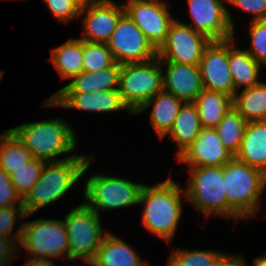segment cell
<instances>
[{"mask_svg": "<svg viewBox=\"0 0 266 266\" xmlns=\"http://www.w3.org/2000/svg\"><path fill=\"white\" fill-rule=\"evenodd\" d=\"M58 106L91 113H110L126 109L129 115H133L124 105L118 89L93 93H54L43 102V107Z\"/></svg>", "mask_w": 266, "mask_h": 266, "instance_id": "16", "label": "cell"}, {"mask_svg": "<svg viewBox=\"0 0 266 266\" xmlns=\"http://www.w3.org/2000/svg\"><path fill=\"white\" fill-rule=\"evenodd\" d=\"M184 191L186 202L192 204L205 218L211 215L227 219L226 186L222 167H190Z\"/></svg>", "mask_w": 266, "mask_h": 266, "instance_id": "7", "label": "cell"}, {"mask_svg": "<svg viewBox=\"0 0 266 266\" xmlns=\"http://www.w3.org/2000/svg\"><path fill=\"white\" fill-rule=\"evenodd\" d=\"M28 216L30 215L26 214L23 205L0 208V236L13 238L19 244L23 223L19 225L15 233L14 227L18 221L21 222Z\"/></svg>", "mask_w": 266, "mask_h": 266, "instance_id": "33", "label": "cell"}, {"mask_svg": "<svg viewBox=\"0 0 266 266\" xmlns=\"http://www.w3.org/2000/svg\"><path fill=\"white\" fill-rule=\"evenodd\" d=\"M13 261L9 256L0 255V266H11Z\"/></svg>", "mask_w": 266, "mask_h": 266, "instance_id": "42", "label": "cell"}, {"mask_svg": "<svg viewBox=\"0 0 266 266\" xmlns=\"http://www.w3.org/2000/svg\"><path fill=\"white\" fill-rule=\"evenodd\" d=\"M32 257L68 261V237L63 220L41 218L23 223L20 243Z\"/></svg>", "mask_w": 266, "mask_h": 266, "instance_id": "9", "label": "cell"}, {"mask_svg": "<svg viewBox=\"0 0 266 266\" xmlns=\"http://www.w3.org/2000/svg\"><path fill=\"white\" fill-rule=\"evenodd\" d=\"M106 43L83 41V71L97 72L114 63Z\"/></svg>", "mask_w": 266, "mask_h": 266, "instance_id": "31", "label": "cell"}, {"mask_svg": "<svg viewBox=\"0 0 266 266\" xmlns=\"http://www.w3.org/2000/svg\"><path fill=\"white\" fill-rule=\"evenodd\" d=\"M163 90L186 102H195L203 90L198 65H185L172 61H161Z\"/></svg>", "mask_w": 266, "mask_h": 266, "instance_id": "18", "label": "cell"}, {"mask_svg": "<svg viewBox=\"0 0 266 266\" xmlns=\"http://www.w3.org/2000/svg\"><path fill=\"white\" fill-rule=\"evenodd\" d=\"M250 49H245L259 64L266 66V20L251 21Z\"/></svg>", "mask_w": 266, "mask_h": 266, "instance_id": "34", "label": "cell"}, {"mask_svg": "<svg viewBox=\"0 0 266 266\" xmlns=\"http://www.w3.org/2000/svg\"><path fill=\"white\" fill-rule=\"evenodd\" d=\"M144 183L127 177L94 174L85 182L84 204L100 216L101 211L128 208L139 202ZM101 210V211H100Z\"/></svg>", "mask_w": 266, "mask_h": 266, "instance_id": "8", "label": "cell"}, {"mask_svg": "<svg viewBox=\"0 0 266 266\" xmlns=\"http://www.w3.org/2000/svg\"><path fill=\"white\" fill-rule=\"evenodd\" d=\"M3 80V72L0 71V81Z\"/></svg>", "mask_w": 266, "mask_h": 266, "instance_id": "44", "label": "cell"}, {"mask_svg": "<svg viewBox=\"0 0 266 266\" xmlns=\"http://www.w3.org/2000/svg\"><path fill=\"white\" fill-rule=\"evenodd\" d=\"M52 62L62 80L71 79L83 71V40L69 38L51 50Z\"/></svg>", "mask_w": 266, "mask_h": 266, "instance_id": "25", "label": "cell"}, {"mask_svg": "<svg viewBox=\"0 0 266 266\" xmlns=\"http://www.w3.org/2000/svg\"><path fill=\"white\" fill-rule=\"evenodd\" d=\"M146 263L142 262L137 251L124 239L122 240L109 231L93 262L85 263V266H144Z\"/></svg>", "mask_w": 266, "mask_h": 266, "instance_id": "22", "label": "cell"}, {"mask_svg": "<svg viewBox=\"0 0 266 266\" xmlns=\"http://www.w3.org/2000/svg\"><path fill=\"white\" fill-rule=\"evenodd\" d=\"M118 64L141 63L154 59L157 50L140 28L124 13L106 43Z\"/></svg>", "mask_w": 266, "mask_h": 266, "instance_id": "10", "label": "cell"}, {"mask_svg": "<svg viewBox=\"0 0 266 266\" xmlns=\"http://www.w3.org/2000/svg\"><path fill=\"white\" fill-rule=\"evenodd\" d=\"M82 4L91 3V2H97L99 0H79Z\"/></svg>", "mask_w": 266, "mask_h": 266, "instance_id": "43", "label": "cell"}, {"mask_svg": "<svg viewBox=\"0 0 266 266\" xmlns=\"http://www.w3.org/2000/svg\"><path fill=\"white\" fill-rule=\"evenodd\" d=\"M172 177L152 186L144 184L138 204H143L142 227L167 244L173 241L183 212L186 194Z\"/></svg>", "mask_w": 266, "mask_h": 266, "instance_id": "1", "label": "cell"}, {"mask_svg": "<svg viewBox=\"0 0 266 266\" xmlns=\"http://www.w3.org/2000/svg\"><path fill=\"white\" fill-rule=\"evenodd\" d=\"M121 99L135 115L152 97L163 90V73L160 59L122 64L119 74Z\"/></svg>", "mask_w": 266, "mask_h": 266, "instance_id": "6", "label": "cell"}, {"mask_svg": "<svg viewBox=\"0 0 266 266\" xmlns=\"http://www.w3.org/2000/svg\"><path fill=\"white\" fill-rule=\"evenodd\" d=\"M125 13L124 6L113 0H99L82 4L79 18L83 17V34L80 39L88 42L107 43L118 20Z\"/></svg>", "mask_w": 266, "mask_h": 266, "instance_id": "15", "label": "cell"}, {"mask_svg": "<svg viewBox=\"0 0 266 266\" xmlns=\"http://www.w3.org/2000/svg\"><path fill=\"white\" fill-rule=\"evenodd\" d=\"M23 205V199L12 184L10 175L0 169V208Z\"/></svg>", "mask_w": 266, "mask_h": 266, "instance_id": "36", "label": "cell"}, {"mask_svg": "<svg viewBox=\"0 0 266 266\" xmlns=\"http://www.w3.org/2000/svg\"><path fill=\"white\" fill-rule=\"evenodd\" d=\"M253 264L254 266H266V252L262 256L254 258Z\"/></svg>", "mask_w": 266, "mask_h": 266, "instance_id": "41", "label": "cell"}, {"mask_svg": "<svg viewBox=\"0 0 266 266\" xmlns=\"http://www.w3.org/2000/svg\"><path fill=\"white\" fill-rule=\"evenodd\" d=\"M93 161V156L76 153V156L67 160L45 163L39 180L23 199L26 214H34L66 196L87 172Z\"/></svg>", "mask_w": 266, "mask_h": 266, "instance_id": "2", "label": "cell"}, {"mask_svg": "<svg viewBox=\"0 0 266 266\" xmlns=\"http://www.w3.org/2000/svg\"><path fill=\"white\" fill-rule=\"evenodd\" d=\"M234 156L223 146L215 128H202L195 141L176 159L190 167H222Z\"/></svg>", "mask_w": 266, "mask_h": 266, "instance_id": "17", "label": "cell"}, {"mask_svg": "<svg viewBox=\"0 0 266 266\" xmlns=\"http://www.w3.org/2000/svg\"><path fill=\"white\" fill-rule=\"evenodd\" d=\"M203 128H216L233 107V98L220 92L203 89L195 100Z\"/></svg>", "mask_w": 266, "mask_h": 266, "instance_id": "26", "label": "cell"}, {"mask_svg": "<svg viewBox=\"0 0 266 266\" xmlns=\"http://www.w3.org/2000/svg\"><path fill=\"white\" fill-rule=\"evenodd\" d=\"M167 3L163 0H126L125 13L140 28L147 40L158 50L166 41L172 17Z\"/></svg>", "mask_w": 266, "mask_h": 266, "instance_id": "13", "label": "cell"}, {"mask_svg": "<svg viewBox=\"0 0 266 266\" xmlns=\"http://www.w3.org/2000/svg\"><path fill=\"white\" fill-rule=\"evenodd\" d=\"M247 121L232 107L215 128L223 146L235 157L243 139Z\"/></svg>", "mask_w": 266, "mask_h": 266, "instance_id": "29", "label": "cell"}, {"mask_svg": "<svg viewBox=\"0 0 266 266\" xmlns=\"http://www.w3.org/2000/svg\"><path fill=\"white\" fill-rule=\"evenodd\" d=\"M202 128L197 106L194 102H186L181 106L170 130L161 139L168 136L177 145L176 159L195 141Z\"/></svg>", "mask_w": 266, "mask_h": 266, "instance_id": "23", "label": "cell"}, {"mask_svg": "<svg viewBox=\"0 0 266 266\" xmlns=\"http://www.w3.org/2000/svg\"><path fill=\"white\" fill-rule=\"evenodd\" d=\"M233 97L234 109L247 122L266 120V82L239 90Z\"/></svg>", "mask_w": 266, "mask_h": 266, "instance_id": "27", "label": "cell"}, {"mask_svg": "<svg viewBox=\"0 0 266 266\" xmlns=\"http://www.w3.org/2000/svg\"><path fill=\"white\" fill-rule=\"evenodd\" d=\"M235 158L266 175V120L247 122Z\"/></svg>", "mask_w": 266, "mask_h": 266, "instance_id": "19", "label": "cell"}, {"mask_svg": "<svg viewBox=\"0 0 266 266\" xmlns=\"http://www.w3.org/2000/svg\"><path fill=\"white\" fill-rule=\"evenodd\" d=\"M229 254L217 250L174 248L169 255L167 266H218Z\"/></svg>", "mask_w": 266, "mask_h": 266, "instance_id": "30", "label": "cell"}, {"mask_svg": "<svg viewBox=\"0 0 266 266\" xmlns=\"http://www.w3.org/2000/svg\"><path fill=\"white\" fill-rule=\"evenodd\" d=\"M44 164V161L33 158L23 167L10 174L11 182L22 199L26 197L39 180Z\"/></svg>", "mask_w": 266, "mask_h": 266, "instance_id": "32", "label": "cell"}, {"mask_svg": "<svg viewBox=\"0 0 266 266\" xmlns=\"http://www.w3.org/2000/svg\"><path fill=\"white\" fill-rule=\"evenodd\" d=\"M25 266H56L54 260L48 258H38L26 255Z\"/></svg>", "mask_w": 266, "mask_h": 266, "instance_id": "39", "label": "cell"}, {"mask_svg": "<svg viewBox=\"0 0 266 266\" xmlns=\"http://www.w3.org/2000/svg\"><path fill=\"white\" fill-rule=\"evenodd\" d=\"M211 40L184 22L175 19L169 26L166 41L157 50L160 61L199 65Z\"/></svg>", "mask_w": 266, "mask_h": 266, "instance_id": "11", "label": "cell"}, {"mask_svg": "<svg viewBox=\"0 0 266 266\" xmlns=\"http://www.w3.org/2000/svg\"><path fill=\"white\" fill-rule=\"evenodd\" d=\"M198 66L203 89L234 97L236 91L228 67V40L211 41Z\"/></svg>", "mask_w": 266, "mask_h": 266, "instance_id": "14", "label": "cell"}, {"mask_svg": "<svg viewBox=\"0 0 266 266\" xmlns=\"http://www.w3.org/2000/svg\"><path fill=\"white\" fill-rule=\"evenodd\" d=\"M33 159L30 151L25 145L9 130L0 134V169L9 175L20 169Z\"/></svg>", "mask_w": 266, "mask_h": 266, "instance_id": "28", "label": "cell"}, {"mask_svg": "<svg viewBox=\"0 0 266 266\" xmlns=\"http://www.w3.org/2000/svg\"><path fill=\"white\" fill-rule=\"evenodd\" d=\"M218 266H224V261L220 265H218Z\"/></svg>", "mask_w": 266, "mask_h": 266, "instance_id": "45", "label": "cell"}, {"mask_svg": "<svg viewBox=\"0 0 266 266\" xmlns=\"http://www.w3.org/2000/svg\"><path fill=\"white\" fill-rule=\"evenodd\" d=\"M101 217L83 202L69 211L63 221L68 237V261L80 259L92 263L104 238Z\"/></svg>", "mask_w": 266, "mask_h": 266, "instance_id": "5", "label": "cell"}, {"mask_svg": "<svg viewBox=\"0 0 266 266\" xmlns=\"http://www.w3.org/2000/svg\"><path fill=\"white\" fill-rule=\"evenodd\" d=\"M241 255H228L224 260V266H248Z\"/></svg>", "mask_w": 266, "mask_h": 266, "instance_id": "40", "label": "cell"}, {"mask_svg": "<svg viewBox=\"0 0 266 266\" xmlns=\"http://www.w3.org/2000/svg\"><path fill=\"white\" fill-rule=\"evenodd\" d=\"M227 4L251 14V21L266 20V0H227Z\"/></svg>", "mask_w": 266, "mask_h": 266, "instance_id": "37", "label": "cell"}, {"mask_svg": "<svg viewBox=\"0 0 266 266\" xmlns=\"http://www.w3.org/2000/svg\"><path fill=\"white\" fill-rule=\"evenodd\" d=\"M20 245L10 237L0 236V255L9 256L12 260L18 256L15 252H18Z\"/></svg>", "mask_w": 266, "mask_h": 266, "instance_id": "38", "label": "cell"}, {"mask_svg": "<svg viewBox=\"0 0 266 266\" xmlns=\"http://www.w3.org/2000/svg\"><path fill=\"white\" fill-rule=\"evenodd\" d=\"M183 103L174 95L162 90L152 97L136 115L152 107L150 123L159 139H161L170 130Z\"/></svg>", "mask_w": 266, "mask_h": 266, "instance_id": "24", "label": "cell"}, {"mask_svg": "<svg viewBox=\"0 0 266 266\" xmlns=\"http://www.w3.org/2000/svg\"><path fill=\"white\" fill-rule=\"evenodd\" d=\"M51 15L59 22L68 23L79 19L82 3L79 0H43Z\"/></svg>", "mask_w": 266, "mask_h": 266, "instance_id": "35", "label": "cell"}, {"mask_svg": "<svg viewBox=\"0 0 266 266\" xmlns=\"http://www.w3.org/2000/svg\"><path fill=\"white\" fill-rule=\"evenodd\" d=\"M120 70L121 64L114 62L111 66L97 72L82 71L55 93H93L118 89Z\"/></svg>", "mask_w": 266, "mask_h": 266, "instance_id": "21", "label": "cell"}, {"mask_svg": "<svg viewBox=\"0 0 266 266\" xmlns=\"http://www.w3.org/2000/svg\"><path fill=\"white\" fill-rule=\"evenodd\" d=\"M9 130L25 145L33 158L49 162L67 160L76 154L59 158L72 153L77 146L75 129L62 118L23 123Z\"/></svg>", "mask_w": 266, "mask_h": 266, "instance_id": "3", "label": "cell"}, {"mask_svg": "<svg viewBox=\"0 0 266 266\" xmlns=\"http://www.w3.org/2000/svg\"><path fill=\"white\" fill-rule=\"evenodd\" d=\"M261 66L246 50L236 47L235 36L228 40V67L236 92L261 82Z\"/></svg>", "mask_w": 266, "mask_h": 266, "instance_id": "20", "label": "cell"}, {"mask_svg": "<svg viewBox=\"0 0 266 266\" xmlns=\"http://www.w3.org/2000/svg\"><path fill=\"white\" fill-rule=\"evenodd\" d=\"M227 197V220L250 219L256 216L266 188V175L233 157L223 165Z\"/></svg>", "mask_w": 266, "mask_h": 266, "instance_id": "4", "label": "cell"}, {"mask_svg": "<svg viewBox=\"0 0 266 266\" xmlns=\"http://www.w3.org/2000/svg\"><path fill=\"white\" fill-rule=\"evenodd\" d=\"M225 1L227 0H187L193 22L186 25L211 41L232 39L236 29Z\"/></svg>", "mask_w": 266, "mask_h": 266, "instance_id": "12", "label": "cell"}]
</instances>
